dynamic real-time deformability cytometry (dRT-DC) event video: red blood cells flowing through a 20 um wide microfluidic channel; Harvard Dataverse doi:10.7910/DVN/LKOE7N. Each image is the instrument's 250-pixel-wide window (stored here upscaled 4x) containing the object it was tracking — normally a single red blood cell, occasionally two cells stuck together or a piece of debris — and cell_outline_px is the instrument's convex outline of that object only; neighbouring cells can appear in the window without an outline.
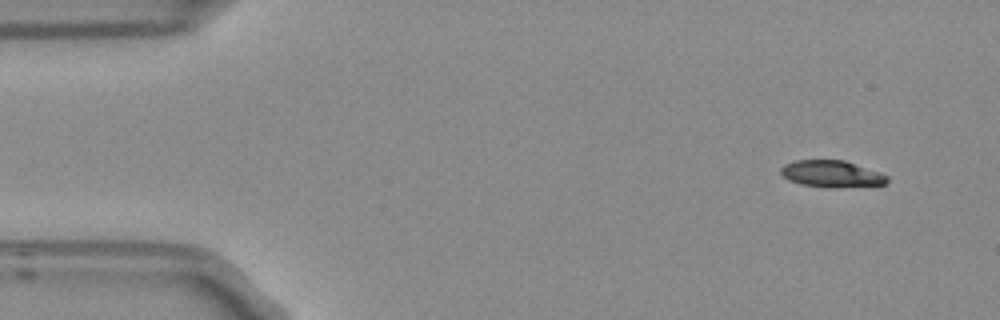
{"species": "Egyptian fruit bat (a non-hibernating species)", "species_latin": "Rousettus aegyptiacus", "temperature_condition": "room temperature", "stored_images_in_passage": 5, "camera_frame_rate_fps": 3000, "um_per_image_px": 0.085, "frame": {"image": 1, "passage_image": 1, "time_ms": 0.0, "image_size_px": [1000, 320], "cell_outline_px": [[888, 180], [884, 184], [840, 188], [828, 188], [800, 184], [788, 180], [780, 172], [780, 168], [784, 164], [796, 160], [844, 160], [880, 172], [888, 176]], "centroid_in_image_um": [70.68, 14.79], "position_along_channel_um": 14.3, "area_um2": 16.7}}
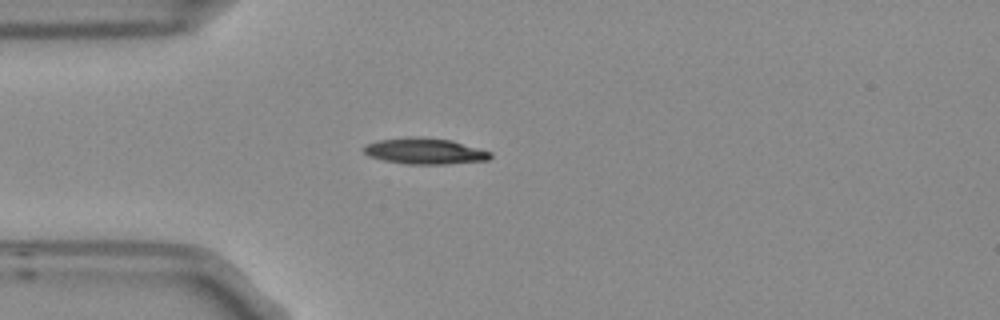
{"frame": {"image": 2, "passage_image": 4, "time_ms": 1.0, "image_size_px": [1000, 320], "cell_outline_px": [[492, 156], [488, 160], [448, 164], [408, 164], [384, 160], [368, 156], [360, 148], [364, 144], [380, 140], [412, 136], [420, 136], [452, 140], [492, 152]], "centroid_in_image_um": [36.09, 12.84], "position_along_channel_um": 48.9, "area_um2": 19.42}}